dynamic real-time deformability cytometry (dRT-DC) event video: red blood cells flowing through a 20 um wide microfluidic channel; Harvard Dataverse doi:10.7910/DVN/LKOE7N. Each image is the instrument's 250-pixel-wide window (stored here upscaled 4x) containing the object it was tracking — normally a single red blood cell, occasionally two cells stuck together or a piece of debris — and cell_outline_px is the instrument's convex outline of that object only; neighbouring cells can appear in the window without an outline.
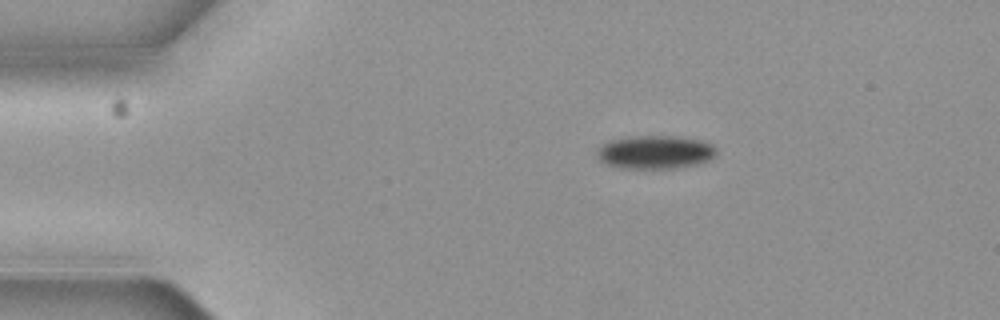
{"species": "common noctule bat (a hibernating species)", "species_latin": "Nyctalus noctula", "temperature_condition": "cold", "stored_images_in_passage": 2, "camera_frame_rate_fps": 3000, "um_per_image_px": 0.085, "animal": {"sex": "female", "body_mass_g": 19.3, "forearm_length_mm": 54.1}, "frame": {"image": 1, "passage_image": 1, "time_ms": 0.0, "image_size_px": [1000, 320], "cell_outline_px": [[716, 156], [712, 160], [700, 164], [676, 168], [620, 168], [604, 164], [596, 160], [596, 148], [612, 140], [636, 136], [672, 136], [704, 140], [712, 144], [716, 148]], "centroid_in_image_um": [55.7, 12.95], "position_along_channel_um": 29.3, "area_um2": 23.64}}